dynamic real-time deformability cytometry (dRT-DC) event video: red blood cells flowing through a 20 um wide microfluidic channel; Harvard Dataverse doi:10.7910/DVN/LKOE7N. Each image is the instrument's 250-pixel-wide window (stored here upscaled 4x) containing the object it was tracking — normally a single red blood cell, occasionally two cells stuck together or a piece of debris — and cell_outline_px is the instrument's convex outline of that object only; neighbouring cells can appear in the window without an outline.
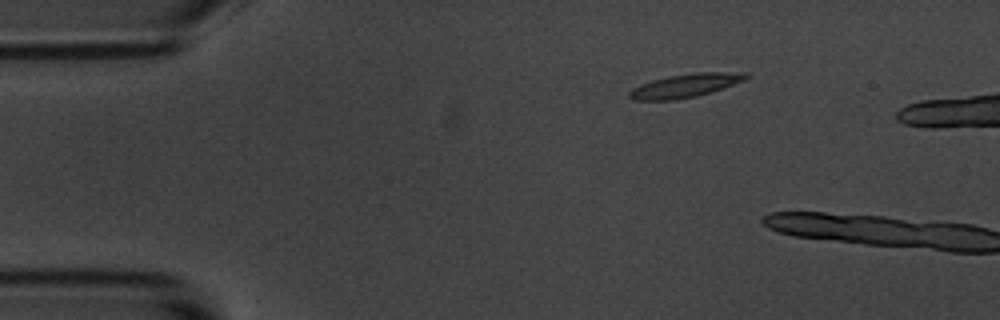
{"species": "common noctule bat (a hibernating species)", "species_latin": "Nyctalus noctula", "temperature_condition": "room temperature", "stored_images_in_passage": 2, "camera_frame_rate_fps": 3000, "um_per_image_px": 0.085, "animal": {"sex": "male", "body_mass_g": 20.1, "forearm_length_mm": 53.5}, "frame": {"image": 1, "passage_image": 1, "time_ms": 0.0, "image_size_px": [1000, 320], "cell_outline_px": [[752, 76], [744, 80], [696, 96], [676, 100], [632, 100], [628, 96], [628, 92], [632, 88], [640, 84], [652, 80], [668, 76], [696, 72], [748, 72]], "centroid_in_image_um": [58.22, 7.27], "position_along_channel_um": 26.8, "area_um2": 15.95}}